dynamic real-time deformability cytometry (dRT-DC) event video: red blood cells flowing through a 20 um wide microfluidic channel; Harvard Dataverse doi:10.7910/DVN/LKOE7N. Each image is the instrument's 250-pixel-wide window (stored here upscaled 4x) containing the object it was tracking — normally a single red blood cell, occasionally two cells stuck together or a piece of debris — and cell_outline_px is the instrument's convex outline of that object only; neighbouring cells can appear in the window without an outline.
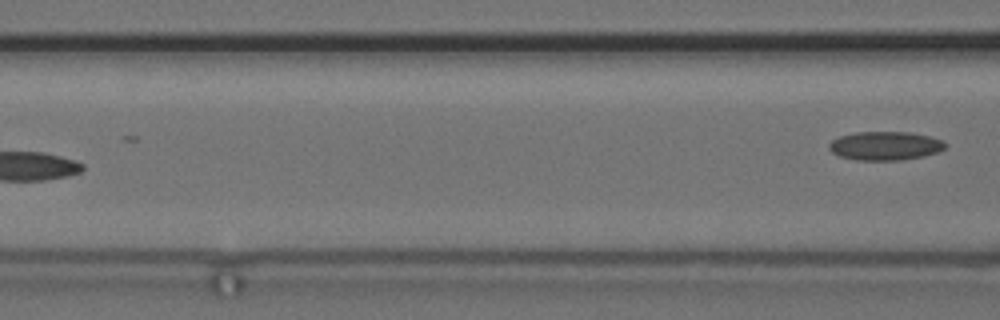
{"species": "common noctule bat (a hibernating species)", "species_latin": "Nyctalus noctula", "temperature_condition": "cold", "stored_images_in_passage": 6, "camera_frame_rate_fps": 3000, "um_per_image_px": 0.085, "animal": {"sex": "female", "body_mass_g": 24.6, "forearm_length_mm": 56.2}, "frame": {"image": 1, "passage_image": 6, "time_ms": 6.667, "image_size_px": [1000, 320], "cell_outline_px": [[948, 144], [940, 152], [924, 156], [900, 160], [856, 160], [840, 156], [832, 152], [828, 148], [828, 144], [832, 140], [840, 136], [856, 132], [908, 132], [928, 136], [944, 140]], "centroid_in_image_um": [75.26, 12.39], "position_along_channel_um": 91.3, "area_um2": 19.54}}